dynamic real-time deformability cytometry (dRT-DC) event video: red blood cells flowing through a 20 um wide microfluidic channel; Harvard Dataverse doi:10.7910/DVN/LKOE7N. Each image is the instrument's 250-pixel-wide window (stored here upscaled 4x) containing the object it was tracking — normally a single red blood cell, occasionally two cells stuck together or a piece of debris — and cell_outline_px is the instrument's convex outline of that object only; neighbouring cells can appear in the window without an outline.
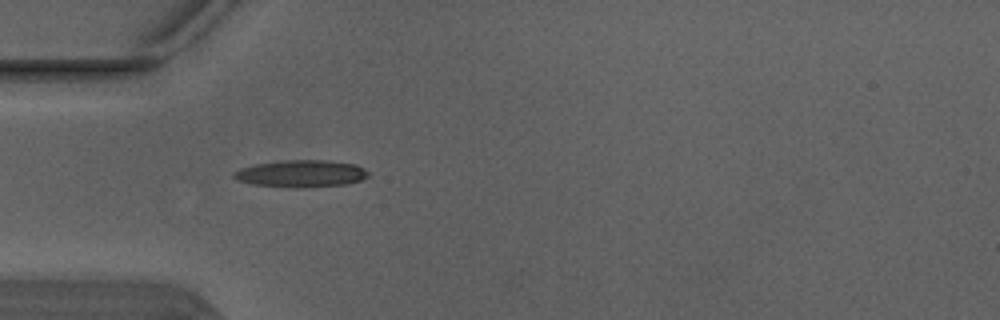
{"species": "Egyptian fruit bat (a non-hibernating species)", "species_latin": "Rousettus aegyptiacus", "temperature_condition": "warm", "stored_images_in_passage": 1, "camera_frame_rate_fps": 3000, "um_per_image_px": 0.085, "animal": {"sex": "male"}, "frame": {"image": 1, "passage_image": 1, "time_ms": 0.0, "image_size_px": [1000, 320], "cell_outline_px": [[368, 176], [360, 180], [344, 184], [252, 184], [236, 180], [232, 176], [232, 172], [240, 168], [256, 164], [284, 160], [332, 160], [356, 164], [364, 168], [368, 172]], "centroid_in_image_um": [25.59, 14.68], "position_along_channel_um": 59.4, "area_um2": 19.94}}